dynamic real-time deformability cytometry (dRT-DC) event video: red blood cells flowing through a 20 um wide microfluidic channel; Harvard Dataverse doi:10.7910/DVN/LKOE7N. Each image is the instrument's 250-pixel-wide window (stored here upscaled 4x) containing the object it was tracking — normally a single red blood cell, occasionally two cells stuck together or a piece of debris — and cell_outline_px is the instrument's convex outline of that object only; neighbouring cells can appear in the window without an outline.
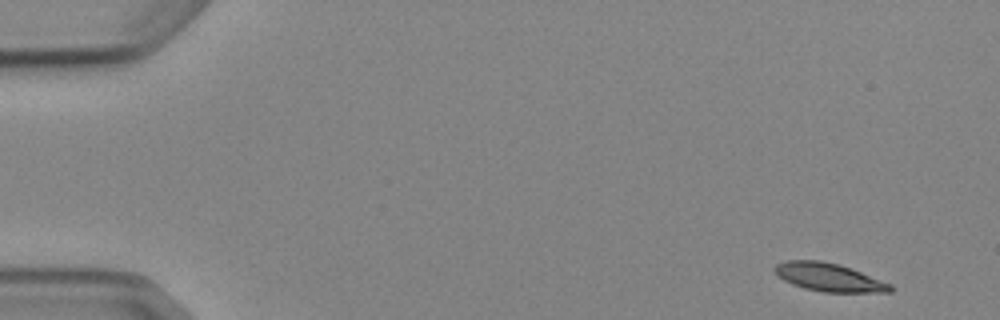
{"species": "Egyptian fruit bat (a non-hibernating species)", "species_latin": "Rousettus aegyptiacus", "temperature_condition": "cold", "stored_images_in_passage": 5, "camera_frame_rate_fps": 3000, "um_per_image_px": 0.085, "animal": {"sex": "female"}, "frame": {"image": 1, "passage_image": 1, "time_ms": 0.0, "image_size_px": [1000, 320], "cell_outline_px": [[892, 292], [824, 292], [804, 288], [792, 284], [784, 280], [772, 268], [776, 264], [788, 260], [820, 260], [840, 264], [892, 284]], "centroid_in_image_um": [70.46, 23.56], "position_along_channel_um": 14.5, "area_um2": 18.9}}
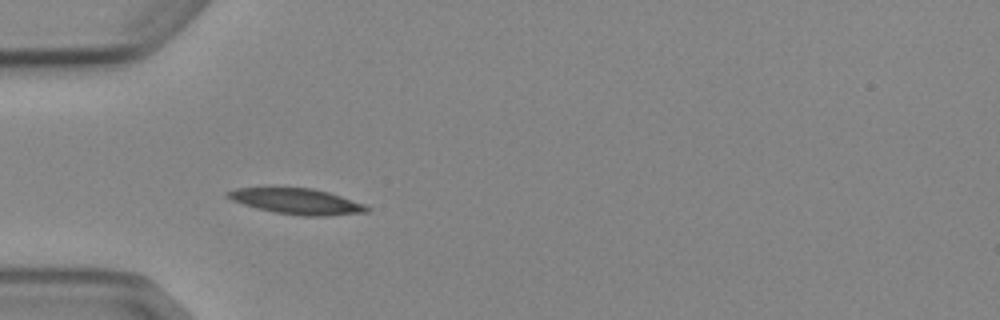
{"frame": {"image": 2, "passage_image": 4, "time_ms": 4.333, "image_size_px": [1000, 320], "cell_outline_px": [[368, 212], [328, 216], [304, 216], [276, 212], [256, 208], [232, 200], [224, 196], [224, 192], [236, 188], [312, 188], [328, 192], [364, 204], [368, 208]], "centroid_in_image_um": [25.2, 17.11], "position_along_channel_um": 59.8, "area_um2": 20.63}}
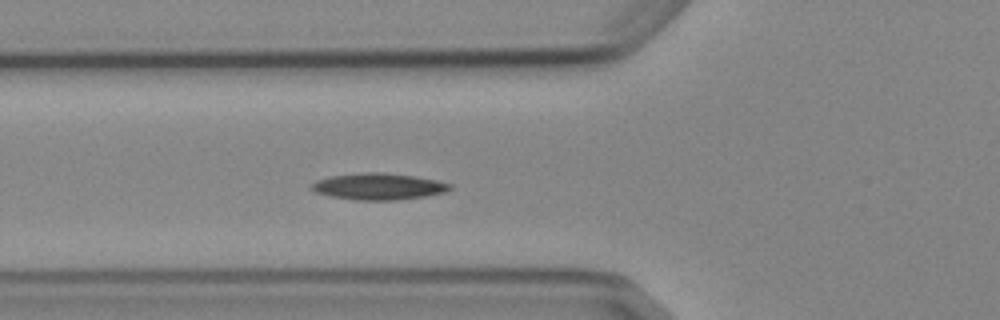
{"frame": {"image": 3, "passage_image": 5, "time_ms": 5.333, "image_size_px": [1000, 320], "cell_outline_px": [[452, 188], [444, 192], [424, 196], [396, 200], [356, 200], [332, 196], [316, 192], [308, 188], [308, 184], [316, 180], [332, 176], [364, 172], [384, 172], [412, 176], [436, 180], [452, 184]], "centroid_in_image_um": [32.13, 15.84], "position_along_channel_um": 93.7, "area_um2": 21.33}}